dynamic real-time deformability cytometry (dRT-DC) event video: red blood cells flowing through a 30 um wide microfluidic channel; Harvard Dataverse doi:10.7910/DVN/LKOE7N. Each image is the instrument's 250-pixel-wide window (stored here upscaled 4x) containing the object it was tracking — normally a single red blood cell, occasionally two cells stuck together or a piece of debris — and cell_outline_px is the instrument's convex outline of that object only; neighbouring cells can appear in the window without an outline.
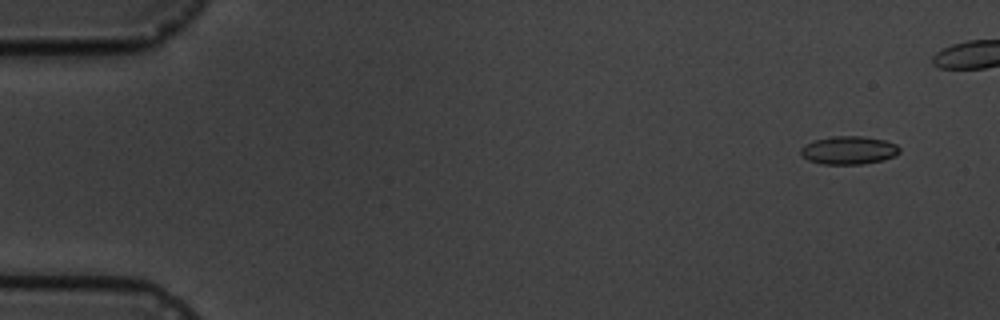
{"species": "common noctule bat (a hibernating species)", "species_latin": "Nyctalus noctula", "temperature_condition": "cold", "stored_images_in_passage": 6, "camera_frame_rate_fps": 3000, "um_per_image_px": 0.085, "animal": {"sex": "male", "body_mass_g": 19.5, "forearm_length_mm": 54.6}, "frame": {"image": 1, "passage_image": 2, "time_ms": 1.0, "image_size_px": [1000, 320], "cell_outline_px": [[900, 152], [896, 156], [864, 164], [820, 164], [808, 160], [800, 152], [800, 148], [804, 144], [816, 140], [832, 136], [864, 136], [884, 140], [896, 144], [900, 148]], "centroid_in_image_um": [72.15, 12.77], "position_along_channel_um": 12.9, "area_um2": 16.24}}